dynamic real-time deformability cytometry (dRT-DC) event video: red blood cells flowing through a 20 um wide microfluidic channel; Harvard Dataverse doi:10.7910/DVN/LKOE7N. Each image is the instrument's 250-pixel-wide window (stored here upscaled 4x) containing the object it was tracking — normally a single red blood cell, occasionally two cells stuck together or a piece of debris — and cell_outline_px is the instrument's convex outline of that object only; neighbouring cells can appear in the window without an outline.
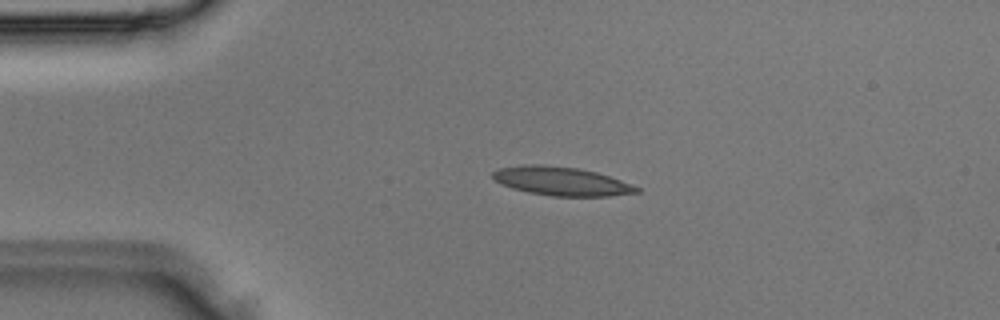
{"species": "Egyptian fruit bat (a non-hibernating species)", "species_latin": "Rousettus aegyptiacus", "temperature_condition": "room temperature", "stored_images_in_passage": 4, "camera_frame_rate_fps": 3000, "um_per_image_px": 0.085, "animal": {"sex": "male"}, "frame": {"image": 1, "passage_image": 3, "time_ms": 0.667, "image_size_px": [1000, 320], "cell_outline_px": [[640, 192], [608, 196], [552, 196], [528, 192], [512, 188], [496, 180], [492, 176], [492, 172], [496, 168], [524, 164], [540, 164], [580, 168], [596, 172], [620, 180], [640, 188]], "centroid_in_image_um": [47.69, 15.39], "position_along_channel_um": 37.3, "area_um2": 23.99}}